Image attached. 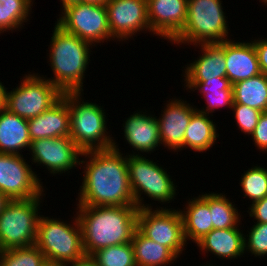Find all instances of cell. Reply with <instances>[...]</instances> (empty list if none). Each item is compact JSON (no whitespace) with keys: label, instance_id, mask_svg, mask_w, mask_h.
Listing matches in <instances>:
<instances>
[{"label":"cell","instance_id":"obj_1","mask_svg":"<svg viewBox=\"0 0 267 266\" xmlns=\"http://www.w3.org/2000/svg\"><path fill=\"white\" fill-rule=\"evenodd\" d=\"M115 141L113 148L85 151L83 182L77 206H136L131 191L127 155L122 156Z\"/></svg>","mask_w":267,"mask_h":266},{"label":"cell","instance_id":"obj_2","mask_svg":"<svg viewBox=\"0 0 267 266\" xmlns=\"http://www.w3.org/2000/svg\"><path fill=\"white\" fill-rule=\"evenodd\" d=\"M77 210L86 256L132 241L137 229V206H78Z\"/></svg>","mask_w":267,"mask_h":266},{"label":"cell","instance_id":"obj_3","mask_svg":"<svg viewBox=\"0 0 267 266\" xmlns=\"http://www.w3.org/2000/svg\"><path fill=\"white\" fill-rule=\"evenodd\" d=\"M53 31L49 62L55 76L48 80L62 93L82 92L92 45L64 31L57 24Z\"/></svg>","mask_w":267,"mask_h":266},{"label":"cell","instance_id":"obj_4","mask_svg":"<svg viewBox=\"0 0 267 266\" xmlns=\"http://www.w3.org/2000/svg\"><path fill=\"white\" fill-rule=\"evenodd\" d=\"M81 96V92H68L70 137L73 142L83 152L113 148L114 140L106 131L107 118L102 106L84 102Z\"/></svg>","mask_w":267,"mask_h":266},{"label":"cell","instance_id":"obj_5","mask_svg":"<svg viewBox=\"0 0 267 266\" xmlns=\"http://www.w3.org/2000/svg\"><path fill=\"white\" fill-rule=\"evenodd\" d=\"M221 0H188L187 19L171 41L176 44H212L228 39V22Z\"/></svg>","mask_w":267,"mask_h":266},{"label":"cell","instance_id":"obj_6","mask_svg":"<svg viewBox=\"0 0 267 266\" xmlns=\"http://www.w3.org/2000/svg\"><path fill=\"white\" fill-rule=\"evenodd\" d=\"M74 218L73 224H68L57 218L40 216L35 245L46 260L70 264L86 256L81 225L76 215Z\"/></svg>","mask_w":267,"mask_h":266},{"label":"cell","instance_id":"obj_7","mask_svg":"<svg viewBox=\"0 0 267 266\" xmlns=\"http://www.w3.org/2000/svg\"><path fill=\"white\" fill-rule=\"evenodd\" d=\"M41 194L27 200H9L0 213V251L36 244Z\"/></svg>","mask_w":267,"mask_h":266},{"label":"cell","instance_id":"obj_8","mask_svg":"<svg viewBox=\"0 0 267 266\" xmlns=\"http://www.w3.org/2000/svg\"><path fill=\"white\" fill-rule=\"evenodd\" d=\"M142 156L139 152L127 155L129 182L135 205L138 209L151 208L149 204L143 203L144 198L141 197L143 192L154 201L170 203L176 195L177 186L167 171L156 162Z\"/></svg>","mask_w":267,"mask_h":266},{"label":"cell","instance_id":"obj_9","mask_svg":"<svg viewBox=\"0 0 267 266\" xmlns=\"http://www.w3.org/2000/svg\"><path fill=\"white\" fill-rule=\"evenodd\" d=\"M63 93L47 78L36 74L24 75L21 84L12 91L5 90V108L26 120L34 118L53 106Z\"/></svg>","mask_w":267,"mask_h":266},{"label":"cell","instance_id":"obj_10","mask_svg":"<svg viewBox=\"0 0 267 266\" xmlns=\"http://www.w3.org/2000/svg\"><path fill=\"white\" fill-rule=\"evenodd\" d=\"M60 16L55 24L92 46L113 38L105 4L84 2L71 4L62 9Z\"/></svg>","mask_w":267,"mask_h":266},{"label":"cell","instance_id":"obj_11","mask_svg":"<svg viewBox=\"0 0 267 266\" xmlns=\"http://www.w3.org/2000/svg\"><path fill=\"white\" fill-rule=\"evenodd\" d=\"M144 208L138 210L137 229L147 238L167 247L177 258L186 240L180 210L172 208Z\"/></svg>","mask_w":267,"mask_h":266},{"label":"cell","instance_id":"obj_12","mask_svg":"<svg viewBox=\"0 0 267 266\" xmlns=\"http://www.w3.org/2000/svg\"><path fill=\"white\" fill-rule=\"evenodd\" d=\"M23 155L0 153V191L9 200H27L44 192L41 180Z\"/></svg>","mask_w":267,"mask_h":266},{"label":"cell","instance_id":"obj_13","mask_svg":"<svg viewBox=\"0 0 267 266\" xmlns=\"http://www.w3.org/2000/svg\"><path fill=\"white\" fill-rule=\"evenodd\" d=\"M32 162L48 168L51 174H63L80 165L83 151L70 136L41 138L31 141Z\"/></svg>","mask_w":267,"mask_h":266},{"label":"cell","instance_id":"obj_14","mask_svg":"<svg viewBox=\"0 0 267 266\" xmlns=\"http://www.w3.org/2000/svg\"><path fill=\"white\" fill-rule=\"evenodd\" d=\"M105 5L113 41L128 40L145 29L151 32L147 0H108Z\"/></svg>","mask_w":267,"mask_h":266},{"label":"cell","instance_id":"obj_15","mask_svg":"<svg viewBox=\"0 0 267 266\" xmlns=\"http://www.w3.org/2000/svg\"><path fill=\"white\" fill-rule=\"evenodd\" d=\"M187 8L188 0H147L151 33L171 42L184 28Z\"/></svg>","mask_w":267,"mask_h":266},{"label":"cell","instance_id":"obj_16","mask_svg":"<svg viewBox=\"0 0 267 266\" xmlns=\"http://www.w3.org/2000/svg\"><path fill=\"white\" fill-rule=\"evenodd\" d=\"M167 102L161 118H157V121L161 144L175 152L180 148L184 149L185 131L197 108L182 99L174 98Z\"/></svg>","mask_w":267,"mask_h":266},{"label":"cell","instance_id":"obj_17","mask_svg":"<svg viewBox=\"0 0 267 266\" xmlns=\"http://www.w3.org/2000/svg\"><path fill=\"white\" fill-rule=\"evenodd\" d=\"M28 121L31 141L41 138L70 136V110L68 92L49 109Z\"/></svg>","mask_w":267,"mask_h":266},{"label":"cell","instance_id":"obj_18","mask_svg":"<svg viewBox=\"0 0 267 266\" xmlns=\"http://www.w3.org/2000/svg\"><path fill=\"white\" fill-rule=\"evenodd\" d=\"M226 77L231 84L247 80L261 73L253 42L224 41Z\"/></svg>","mask_w":267,"mask_h":266},{"label":"cell","instance_id":"obj_19","mask_svg":"<svg viewBox=\"0 0 267 266\" xmlns=\"http://www.w3.org/2000/svg\"><path fill=\"white\" fill-rule=\"evenodd\" d=\"M153 116L146 112L142 114V111L134 112L123 125L126 142L137 152L151 154L161 144L159 124L157 117Z\"/></svg>","mask_w":267,"mask_h":266},{"label":"cell","instance_id":"obj_20","mask_svg":"<svg viewBox=\"0 0 267 266\" xmlns=\"http://www.w3.org/2000/svg\"><path fill=\"white\" fill-rule=\"evenodd\" d=\"M202 55L185 68L186 82H203L217 77H226L224 41L221 43L199 44Z\"/></svg>","mask_w":267,"mask_h":266},{"label":"cell","instance_id":"obj_21","mask_svg":"<svg viewBox=\"0 0 267 266\" xmlns=\"http://www.w3.org/2000/svg\"><path fill=\"white\" fill-rule=\"evenodd\" d=\"M238 227L227 229H212L196 244L201 251L212 253L218 258L238 259L245 251V236Z\"/></svg>","mask_w":267,"mask_h":266},{"label":"cell","instance_id":"obj_22","mask_svg":"<svg viewBox=\"0 0 267 266\" xmlns=\"http://www.w3.org/2000/svg\"><path fill=\"white\" fill-rule=\"evenodd\" d=\"M30 146L28 121L4 108L0 113V153L19 155Z\"/></svg>","mask_w":267,"mask_h":266},{"label":"cell","instance_id":"obj_23","mask_svg":"<svg viewBox=\"0 0 267 266\" xmlns=\"http://www.w3.org/2000/svg\"><path fill=\"white\" fill-rule=\"evenodd\" d=\"M185 209L180 210L185 240L187 242L191 239L197 243L213 229L209 210V193L191 199Z\"/></svg>","mask_w":267,"mask_h":266},{"label":"cell","instance_id":"obj_24","mask_svg":"<svg viewBox=\"0 0 267 266\" xmlns=\"http://www.w3.org/2000/svg\"><path fill=\"white\" fill-rule=\"evenodd\" d=\"M185 88L191 91L199 90L207 101V107L198 109L202 113L209 115L216 111L219 107L232 108L233 106V90L232 84L227 77H217L213 80H206L203 82H185Z\"/></svg>","mask_w":267,"mask_h":266},{"label":"cell","instance_id":"obj_25","mask_svg":"<svg viewBox=\"0 0 267 266\" xmlns=\"http://www.w3.org/2000/svg\"><path fill=\"white\" fill-rule=\"evenodd\" d=\"M206 113L196 110L191 117L184 136V148L195 152L209 150L219 137L216 125Z\"/></svg>","mask_w":267,"mask_h":266},{"label":"cell","instance_id":"obj_26","mask_svg":"<svg viewBox=\"0 0 267 266\" xmlns=\"http://www.w3.org/2000/svg\"><path fill=\"white\" fill-rule=\"evenodd\" d=\"M137 266H169L177 257L165 246L145 237L138 229L132 241Z\"/></svg>","mask_w":267,"mask_h":266},{"label":"cell","instance_id":"obj_27","mask_svg":"<svg viewBox=\"0 0 267 266\" xmlns=\"http://www.w3.org/2000/svg\"><path fill=\"white\" fill-rule=\"evenodd\" d=\"M233 103L267 111V75L260 73L232 85Z\"/></svg>","mask_w":267,"mask_h":266},{"label":"cell","instance_id":"obj_28","mask_svg":"<svg viewBox=\"0 0 267 266\" xmlns=\"http://www.w3.org/2000/svg\"><path fill=\"white\" fill-rule=\"evenodd\" d=\"M235 204L223 194H209V210L213 229H227L239 227L241 215ZM240 215V216H239Z\"/></svg>","mask_w":267,"mask_h":266},{"label":"cell","instance_id":"obj_29","mask_svg":"<svg viewBox=\"0 0 267 266\" xmlns=\"http://www.w3.org/2000/svg\"><path fill=\"white\" fill-rule=\"evenodd\" d=\"M32 5V0H0V34L23 27Z\"/></svg>","mask_w":267,"mask_h":266},{"label":"cell","instance_id":"obj_30","mask_svg":"<svg viewBox=\"0 0 267 266\" xmlns=\"http://www.w3.org/2000/svg\"><path fill=\"white\" fill-rule=\"evenodd\" d=\"M90 256L98 266H137L131 242L100 249Z\"/></svg>","mask_w":267,"mask_h":266},{"label":"cell","instance_id":"obj_31","mask_svg":"<svg viewBox=\"0 0 267 266\" xmlns=\"http://www.w3.org/2000/svg\"><path fill=\"white\" fill-rule=\"evenodd\" d=\"M45 260L36 245L0 251V266H41Z\"/></svg>","mask_w":267,"mask_h":266},{"label":"cell","instance_id":"obj_32","mask_svg":"<svg viewBox=\"0 0 267 266\" xmlns=\"http://www.w3.org/2000/svg\"><path fill=\"white\" fill-rule=\"evenodd\" d=\"M240 185L244 197H249L252 203L262 200L267 195V169L254 166L242 175Z\"/></svg>","mask_w":267,"mask_h":266},{"label":"cell","instance_id":"obj_33","mask_svg":"<svg viewBox=\"0 0 267 266\" xmlns=\"http://www.w3.org/2000/svg\"><path fill=\"white\" fill-rule=\"evenodd\" d=\"M244 239L245 250L256 257L267 255V223H255ZM248 249V250H247Z\"/></svg>","mask_w":267,"mask_h":266},{"label":"cell","instance_id":"obj_34","mask_svg":"<svg viewBox=\"0 0 267 266\" xmlns=\"http://www.w3.org/2000/svg\"><path fill=\"white\" fill-rule=\"evenodd\" d=\"M231 109L234 112V118L236 119L237 126L241 132L245 133V135L248 134V136L251 135L258 123L262 111L237 103H233Z\"/></svg>","mask_w":267,"mask_h":266},{"label":"cell","instance_id":"obj_35","mask_svg":"<svg viewBox=\"0 0 267 266\" xmlns=\"http://www.w3.org/2000/svg\"><path fill=\"white\" fill-rule=\"evenodd\" d=\"M251 136L255 147L257 146L262 152L267 151V111L261 113Z\"/></svg>","mask_w":267,"mask_h":266},{"label":"cell","instance_id":"obj_36","mask_svg":"<svg viewBox=\"0 0 267 266\" xmlns=\"http://www.w3.org/2000/svg\"><path fill=\"white\" fill-rule=\"evenodd\" d=\"M249 215L257 220L256 223H267V195L259 201L250 205Z\"/></svg>","mask_w":267,"mask_h":266},{"label":"cell","instance_id":"obj_37","mask_svg":"<svg viewBox=\"0 0 267 266\" xmlns=\"http://www.w3.org/2000/svg\"><path fill=\"white\" fill-rule=\"evenodd\" d=\"M259 39V40H258ZM252 41L257 53L261 73L267 75V38Z\"/></svg>","mask_w":267,"mask_h":266},{"label":"cell","instance_id":"obj_38","mask_svg":"<svg viewBox=\"0 0 267 266\" xmlns=\"http://www.w3.org/2000/svg\"><path fill=\"white\" fill-rule=\"evenodd\" d=\"M98 266L91 256H85L80 260L68 264V266Z\"/></svg>","mask_w":267,"mask_h":266},{"label":"cell","instance_id":"obj_39","mask_svg":"<svg viewBox=\"0 0 267 266\" xmlns=\"http://www.w3.org/2000/svg\"><path fill=\"white\" fill-rule=\"evenodd\" d=\"M5 86L0 82V113L5 108Z\"/></svg>","mask_w":267,"mask_h":266},{"label":"cell","instance_id":"obj_40","mask_svg":"<svg viewBox=\"0 0 267 266\" xmlns=\"http://www.w3.org/2000/svg\"><path fill=\"white\" fill-rule=\"evenodd\" d=\"M41 266H68L66 263L45 260Z\"/></svg>","mask_w":267,"mask_h":266},{"label":"cell","instance_id":"obj_41","mask_svg":"<svg viewBox=\"0 0 267 266\" xmlns=\"http://www.w3.org/2000/svg\"><path fill=\"white\" fill-rule=\"evenodd\" d=\"M8 201L9 199L0 191V213Z\"/></svg>","mask_w":267,"mask_h":266},{"label":"cell","instance_id":"obj_42","mask_svg":"<svg viewBox=\"0 0 267 266\" xmlns=\"http://www.w3.org/2000/svg\"><path fill=\"white\" fill-rule=\"evenodd\" d=\"M62 3V9L65 8L66 6H69L71 4H76L79 2H82V0H61L60 1Z\"/></svg>","mask_w":267,"mask_h":266},{"label":"cell","instance_id":"obj_43","mask_svg":"<svg viewBox=\"0 0 267 266\" xmlns=\"http://www.w3.org/2000/svg\"><path fill=\"white\" fill-rule=\"evenodd\" d=\"M108 0H82L84 3L105 4Z\"/></svg>","mask_w":267,"mask_h":266},{"label":"cell","instance_id":"obj_44","mask_svg":"<svg viewBox=\"0 0 267 266\" xmlns=\"http://www.w3.org/2000/svg\"><path fill=\"white\" fill-rule=\"evenodd\" d=\"M262 1L265 5L267 4V0H260Z\"/></svg>","mask_w":267,"mask_h":266}]
</instances>
